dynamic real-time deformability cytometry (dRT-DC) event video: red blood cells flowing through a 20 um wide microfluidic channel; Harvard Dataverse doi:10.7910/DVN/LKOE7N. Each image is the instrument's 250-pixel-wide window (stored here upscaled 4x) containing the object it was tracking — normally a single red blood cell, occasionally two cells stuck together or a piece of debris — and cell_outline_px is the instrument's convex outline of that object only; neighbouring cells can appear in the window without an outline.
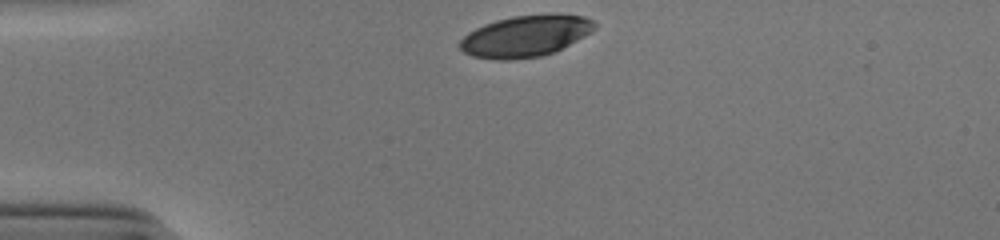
{"species": "human", "species_latin": "Homo sapiens", "temperature_condition": "cold", "stored_images_in_passage": 31, "camera_frame_rate_fps": 3000, "um_per_image_px": 0.085, "donor": {"sex": "male"}, "frame": {"image": 1, "passage_image": 1, "time_ms": 0.0, "image_size_px": [1000, 240], "cell_outline_px": [[596, 28], [592, 32], [556, 52], [544, 56], [508, 60], [496, 60], [472, 56], [464, 52], [460, 48], [460, 40], [468, 32], [484, 24], [496, 20], [512, 16], [552, 12], [584, 16], [592, 20], [596, 24]], "centroid_in_image_um": [44.71, 3.05], "position_along_channel_um": 40.3, "area_um2": 33.12}}
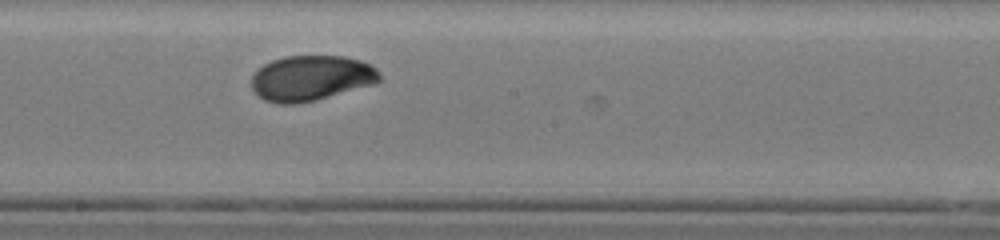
{"frame": {"image": 2, "passage_image": 18, "time_ms": 5.667, "image_size_px": [1000, 240], "cell_outline_px": [[380, 80], [376, 84], [316, 100], [296, 104], [280, 104], [264, 100], [252, 88], [252, 76], [264, 64], [272, 60], [284, 56], [344, 56], [360, 60], [376, 68], [380, 72]], "centroid_in_image_um": [26.47, 6.64], "position_along_channel_um": 221.7, "area_um2": 33.87}}
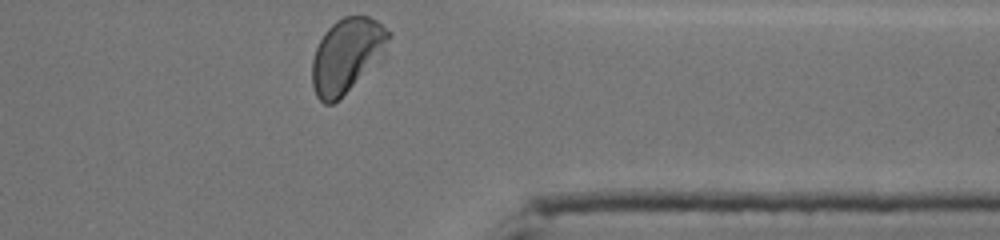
{"frame": {"image": 3, "passage_image": 31, "time_ms": 10.0, "image_size_px": [1000, 240], "cell_outline_px": [[392, 36], [352, 84], [332, 104], [324, 104], [316, 96], [312, 84], [312, 60], [316, 48], [324, 32], [336, 20], [344, 16], [368, 16], [376, 20], [392, 32]], "centroid_in_image_um": [29.38, 4.63], "position_along_channel_um": 382.0, "area_um2": 31.33}, "authors_computed_cell_mechanics": {"area_um2": 33.6396, "velocity_mm_per_s": 3.8554, "shape_relaxation_time_tau1_ms": 4.0098, "shape_relaxation_time_tau2_ms": 0.956, "deformation_change_tau1": 0.1643, "deformation_change_tau2": 0.0304}}